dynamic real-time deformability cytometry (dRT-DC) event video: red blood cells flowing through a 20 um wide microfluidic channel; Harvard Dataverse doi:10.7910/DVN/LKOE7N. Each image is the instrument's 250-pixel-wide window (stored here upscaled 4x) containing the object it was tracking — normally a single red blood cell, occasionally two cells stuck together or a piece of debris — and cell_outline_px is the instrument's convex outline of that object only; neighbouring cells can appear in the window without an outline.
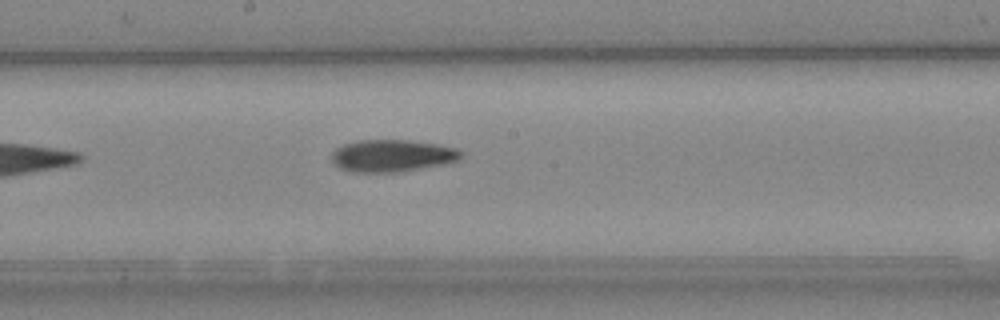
{"species": "Egyptian fruit bat (a non-hibernating species)", "species_latin": "Rousettus aegyptiacus", "temperature_condition": "cold", "stored_images_in_passage": 8, "camera_frame_rate_fps": 3000, "um_per_image_px": 0.085, "animal": {"sex": "female"}, "frame": {"image": 1, "passage_image": 8, "time_ms": 9.0, "image_size_px": [1000, 320], "cell_outline_px": [[464, 156], [460, 160], [444, 164], [396, 172], [352, 172], [340, 168], [332, 160], [332, 152], [336, 148], [344, 144], [360, 140], [408, 140], [436, 144], [456, 148], [464, 152]], "centroid_in_image_um": [33.37, 13.23], "position_along_channel_um": 214.8, "area_um2": 24.22}}